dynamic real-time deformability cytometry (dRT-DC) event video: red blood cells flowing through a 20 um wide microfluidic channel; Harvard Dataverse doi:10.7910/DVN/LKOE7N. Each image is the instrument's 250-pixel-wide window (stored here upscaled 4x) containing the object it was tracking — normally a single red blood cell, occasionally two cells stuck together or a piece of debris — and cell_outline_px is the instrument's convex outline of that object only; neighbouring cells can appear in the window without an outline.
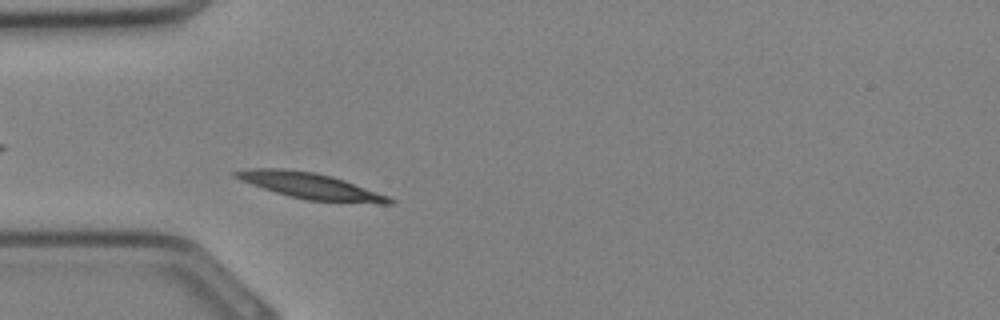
{"species": "Egyptian fruit bat (a non-hibernating species)", "species_latin": "Rousettus aegyptiacus", "temperature_condition": "cold", "stored_images_in_passage": 29, "camera_frame_rate_fps": 3000, "um_per_image_px": 0.085, "animal": {"sex": "female"}, "frame": {"image": 1, "passage_image": 5, "time_ms": 1.333, "image_size_px": [1000, 320], "cell_outline_px": [[396, 200], [392, 204], [380, 204], [308, 200], [276, 192], [240, 180], [232, 176], [232, 172], [248, 168], [284, 168], [316, 172], [332, 176], [344, 180], [388, 196]], "centroid_in_image_um": [26.39, 15.79], "position_along_channel_um": 58.6, "area_um2": 23.18}}
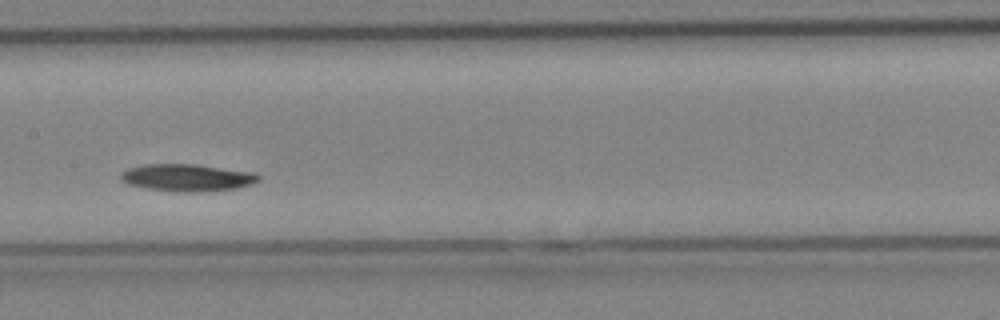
{"frame": {"image": 2, "passage_image": 12, "time_ms": 3.667, "image_size_px": [1000, 320], "cell_outline_px": [[260, 180], [236, 188], [200, 192], [176, 192], [148, 188], [128, 184], [120, 180], [120, 176], [128, 168], [148, 164], [192, 164], [256, 172], [260, 176]], "centroid_in_image_um": [15.92, 15.1], "position_along_channel_um": 191.5, "area_um2": 21.68}}
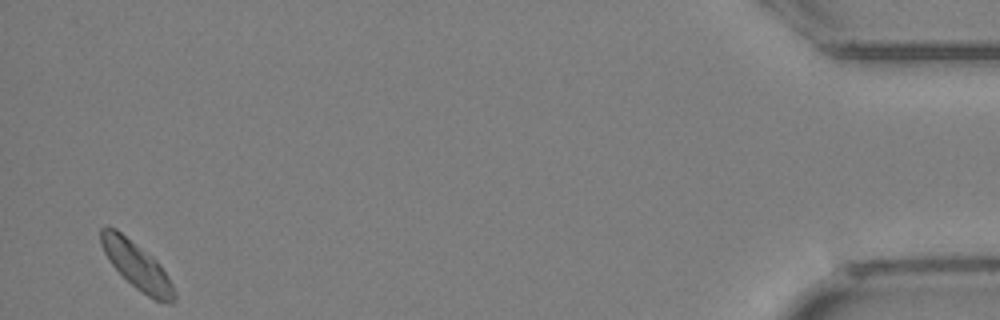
{"frame": {"image": 3, "passage_image": 28, "time_ms": 9.0, "image_size_px": [1000, 320], "cell_outline_px": [[176, 300], [172, 304], [168, 304], [156, 300], [148, 296], [136, 288], [108, 260], [100, 244], [100, 228], [116, 228], [152, 256], [160, 264], [168, 276], [172, 284], [176, 296]], "centroid_in_image_um": [11.65, 22.58], "position_along_channel_um": 423.5, "area_um2": 19.83}}